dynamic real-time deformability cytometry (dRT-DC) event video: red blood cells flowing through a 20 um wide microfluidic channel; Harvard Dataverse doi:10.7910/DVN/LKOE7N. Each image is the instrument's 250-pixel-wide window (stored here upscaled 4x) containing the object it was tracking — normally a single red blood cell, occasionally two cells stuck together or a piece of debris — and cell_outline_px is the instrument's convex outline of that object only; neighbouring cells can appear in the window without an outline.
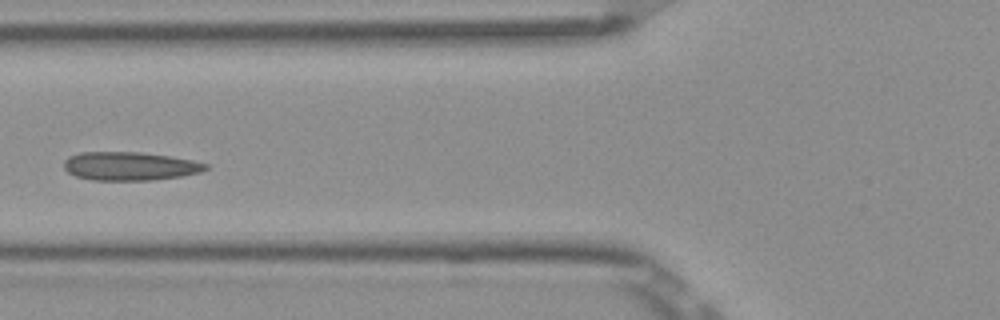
{"species": "Egyptian fruit bat (a non-hibernating species)", "species_latin": "Rousettus aegyptiacus", "temperature_condition": "room temperature", "stored_images_in_passage": 7, "camera_frame_rate_fps": 3000, "um_per_image_px": 0.085, "frame": {"image": 1, "passage_image": 5, "time_ms": 1.333, "image_size_px": [1000, 320], "cell_outline_px": [[208, 168], [200, 172], [180, 176], [152, 180], [92, 180], [76, 176], [68, 172], [64, 168], [64, 160], [68, 156], [80, 152], [140, 152], [168, 156], [192, 160], [208, 164]], "centroid_in_image_um": [11.0, 14.12], "position_along_channel_um": 114.8, "area_um2": 23.47}}
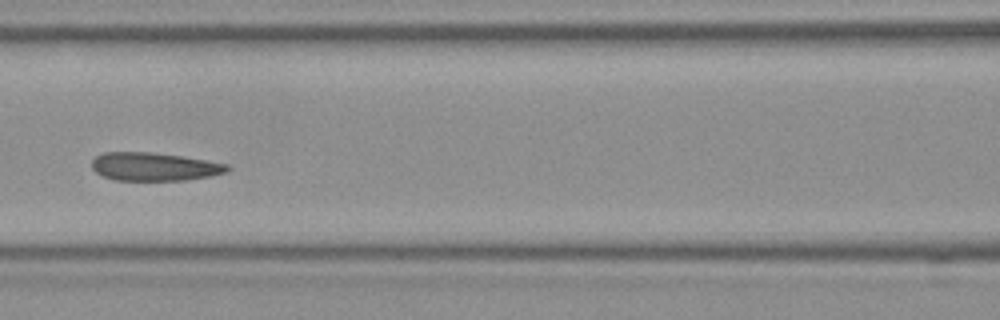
{"frame": {"image": 2, "passage_image": 6, "time_ms": 1.667, "image_size_px": [1000, 320], "cell_outline_px": [[232, 168], [228, 172], [212, 176], [188, 180], [116, 180], [104, 176], [96, 172], [92, 168], [92, 160], [96, 156], [104, 152], [152, 152], [208, 160], [228, 164]], "centroid_in_image_um": [13.17, 14.16], "position_along_channel_um": 153.4, "area_um2": 22.43}}
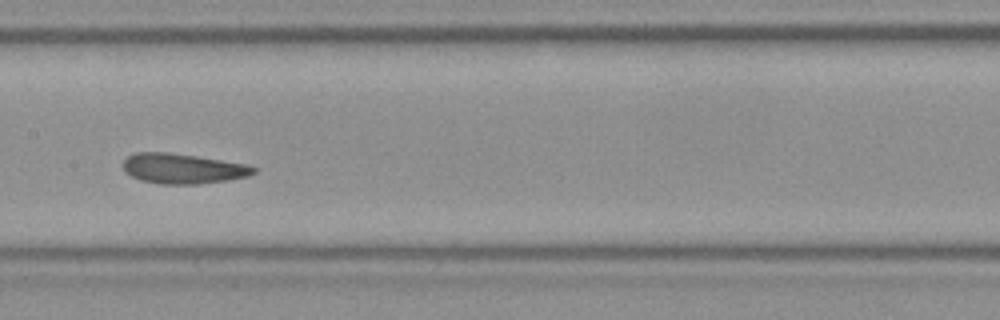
{"frame": {"image": 3, "passage_image": 7, "time_ms": 2.0, "image_size_px": [1000, 320], "cell_outline_px": [[256, 172], [248, 176], [228, 180], [196, 184], [160, 184], [140, 180], [132, 176], [124, 168], [124, 160], [128, 156], [136, 152], [168, 152], [196, 156], [248, 164], [256, 168]], "centroid_in_image_um": [15.57, 14.33], "position_along_channel_um": 191.8, "area_um2": 22.77}}